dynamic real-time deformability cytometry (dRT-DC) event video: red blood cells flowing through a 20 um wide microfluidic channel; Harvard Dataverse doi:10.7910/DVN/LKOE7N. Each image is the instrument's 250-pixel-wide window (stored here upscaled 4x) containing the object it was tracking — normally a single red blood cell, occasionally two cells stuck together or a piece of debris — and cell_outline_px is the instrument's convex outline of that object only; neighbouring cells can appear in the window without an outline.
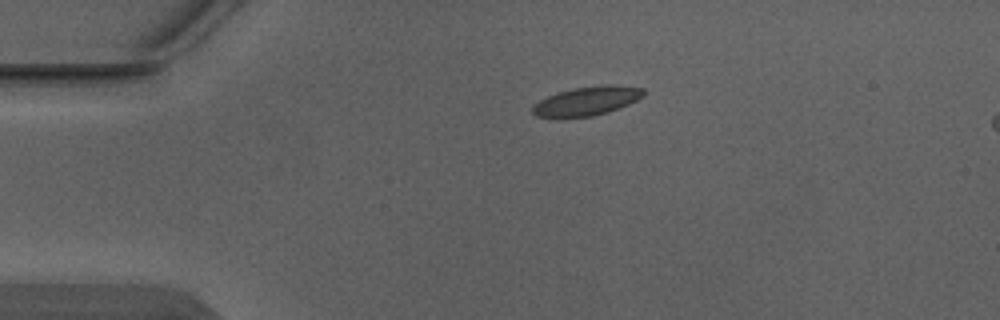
{"species": "Egyptian fruit bat (a non-hibernating species)", "species_latin": "Rousettus aegyptiacus", "temperature_condition": "warm", "stored_images_in_passage": 2, "camera_frame_rate_fps": 3000, "um_per_image_px": 0.085, "animal": {"sex": "male"}, "frame": {"image": 1, "passage_image": 1, "time_ms": 0.0, "image_size_px": [1000, 320], "cell_outline_px": [[644, 96], [628, 104], [608, 112], [592, 116], [536, 116], [532, 112], [532, 108], [540, 100], [548, 96], [560, 92], [576, 88], [600, 84], [616, 84], [644, 88]], "centroid_in_image_um": [49.96, 8.55], "position_along_channel_um": 35.0, "area_um2": 18.32}}